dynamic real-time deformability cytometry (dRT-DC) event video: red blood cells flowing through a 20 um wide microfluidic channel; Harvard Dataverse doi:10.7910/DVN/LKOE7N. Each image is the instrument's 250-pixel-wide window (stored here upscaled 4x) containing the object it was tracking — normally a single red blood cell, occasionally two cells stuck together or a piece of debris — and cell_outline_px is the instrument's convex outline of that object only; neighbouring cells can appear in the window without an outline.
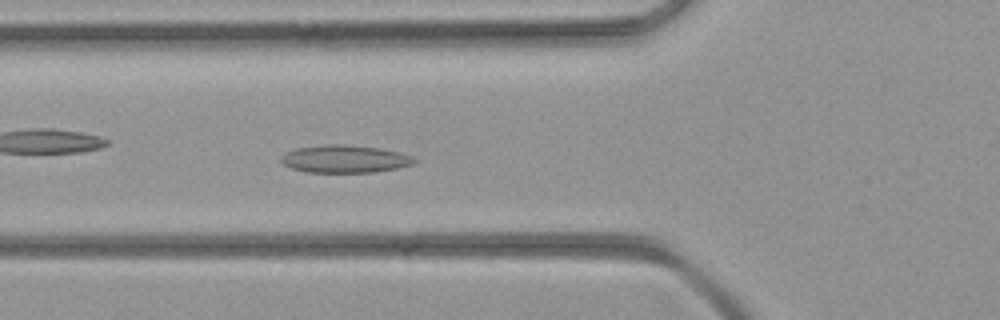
{"species": "common noctule bat (a hibernating species)", "species_latin": "Nyctalus noctula", "temperature_condition": "room temperature", "stored_images_in_passage": 38, "camera_frame_rate_fps": 3000, "um_per_image_px": 0.085, "animal": {"sex": "female", "body_mass_g": 21.9}, "frame": {"image": 1, "passage_image": 8, "time_ms": 2.333, "image_size_px": [1000, 320], "cell_outline_px": [[416, 160], [412, 164], [396, 168], [376, 172], [304, 172], [292, 168], [284, 164], [280, 160], [280, 156], [284, 152], [296, 148], [324, 144], [340, 144], [380, 148], [400, 152], [412, 156]], "centroid_in_image_um": [29.26, 13.5], "position_along_channel_um": 96.5, "area_um2": 21.5}}
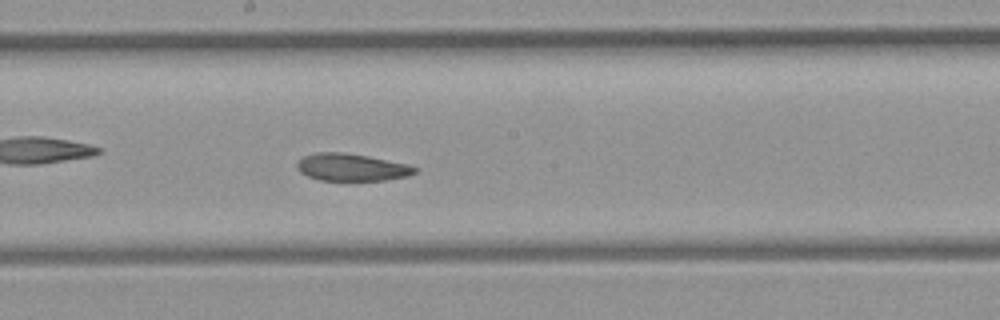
{"frame": {"image": 2, "passage_image": 16, "time_ms": 5.0, "image_size_px": [1000, 320], "cell_outline_px": [[416, 172], [408, 176], [384, 180], [320, 180], [308, 176], [300, 172], [296, 168], [296, 160], [304, 156], [316, 152], [344, 152], [368, 156], [408, 164], [416, 168]], "centroid_in_image_um": [29.84, 14.21], "position_along_channel_um": 218.4, "area_um2": 18.79}}
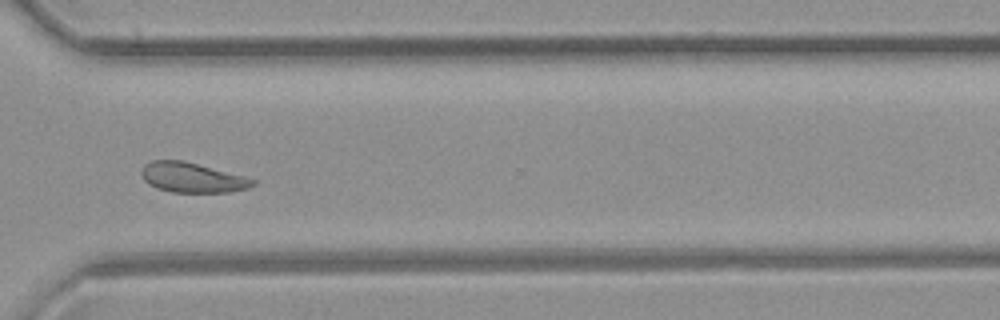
{"frame": {"image": 3, "passage_image": 25, "time_ms": 8.0, "image_size_px": [1000, 320], "cell_outline_px": [[256, 184], [248, 188], [228, 192], [172, 192], [156, 188], [148, 184], [144, 180], [140, 172], [144, 164], [152, 160], [184, 160], [244, 176], [256, 180]], "centroid_in_image_um": [16.31, 15.09], "position_along_channel_um": 354.3, "area_um2": 19.48}}